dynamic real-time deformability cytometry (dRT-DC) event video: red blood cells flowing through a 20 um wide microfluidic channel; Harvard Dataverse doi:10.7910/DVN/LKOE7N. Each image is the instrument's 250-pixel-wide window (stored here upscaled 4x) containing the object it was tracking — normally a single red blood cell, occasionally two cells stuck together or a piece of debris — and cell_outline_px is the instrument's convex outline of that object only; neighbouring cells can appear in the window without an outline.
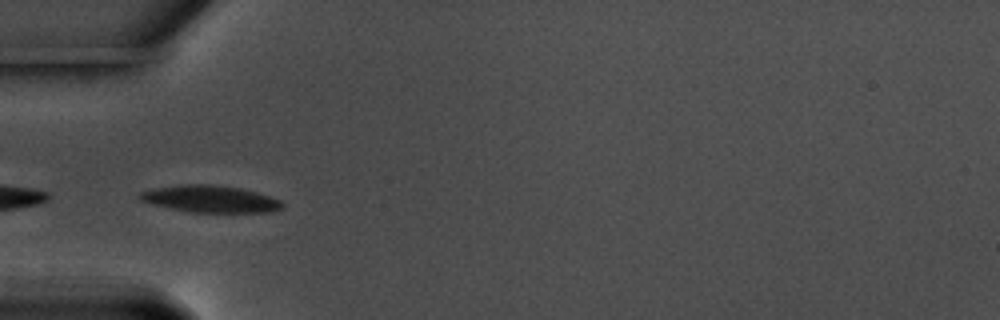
{"species": "common noctule bat (a hibernating species)", "species_latin": "Nyctalus noctula", "temperature_condition": "warm", "stored_images_in_passage": 20, "camera_frame_rate_fps": 3000, "um_per_image_px": 0.085, "animal": {"sex": "male", "body_mass_g": 17.5, "forearm_length_mm": 52.3}, "frame": {"image": 1, "passage_image": 1, "time_ms": 0.0, "image_size_px": [1000, 320], "cell_outline_px": [[284, 208], [272, 212], [192, 212], [152, 204], [140, 200], [136, 196], [140, 192], [152, 188], [184, 184], [208, 184], [240, 188], [256, 192], [280, 200], [284, 204]], "centroid_in_image_um": [17.87, 16.91], "position_along_channel_um": 67.1, "area_um2": 22.31}}
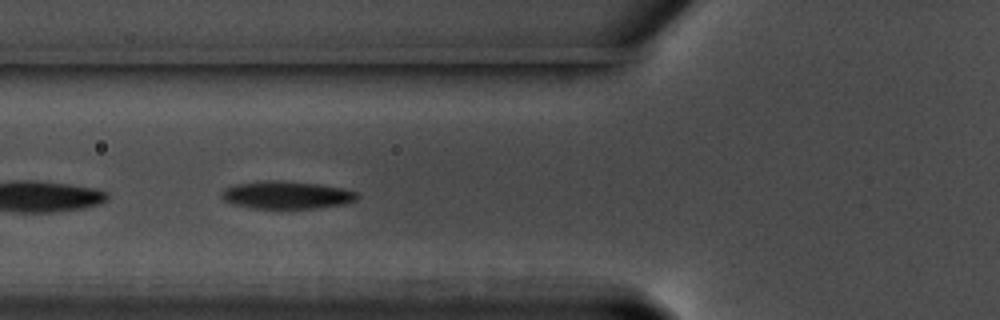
{"frame": {"image": 2, "passage_image": 4, "time_ms": 1.0, "image_size_px": [1000, 320], "cell_outline_px": [[360, 196], [356, 200], [344, 204], [312, 208], [252, 208], [232, 204], [224, 200], [220, 196], [220, 192], [224, 188], [236, 184], [268, 180], [276, 180], [320, 184], [344, 188], [360, 192]], "centroid_in_image_um": [24.38, 16.57], "position_along_channel_um": 101.4, "area_um2": 22.02}}